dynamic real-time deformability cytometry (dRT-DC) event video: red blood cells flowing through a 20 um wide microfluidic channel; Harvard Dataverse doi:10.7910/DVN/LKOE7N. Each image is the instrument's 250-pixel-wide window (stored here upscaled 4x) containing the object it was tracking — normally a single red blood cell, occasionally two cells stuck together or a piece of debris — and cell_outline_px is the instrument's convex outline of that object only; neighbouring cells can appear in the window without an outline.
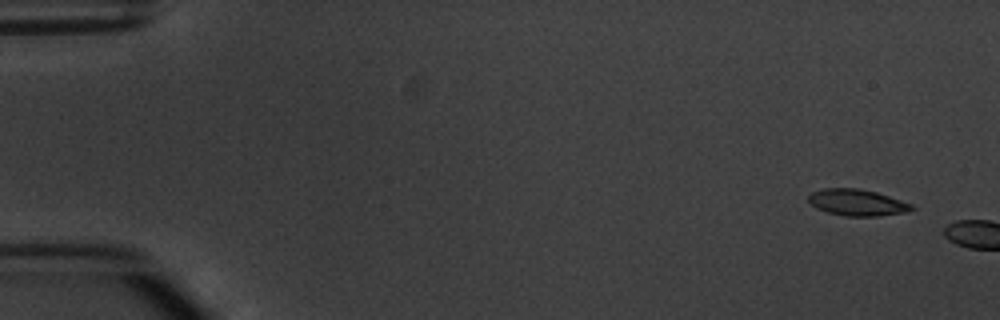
{"species": "common noctule bat (a hibernating species)", "species_latin": "Nyctalus noctula", "temperature_condition": "warm", "stored_images_in_passage": 2, "camera_frame_rate_fps": 3000, "um_per_image_px": 0.085, "animal": {"sex": "male", "body_mass_g": 20.1, "forearm_length_mm": 53.5}, "frame": {"image": 1, "passage_image": 1, "time_ms": 0.0, "image_size_px": [1000, 320], "cell_outline_px": [[916, 208], [908, 212], [876, 216], [844, 216], [828, 212], [816, 208], [808, 200], [808, 196], [812, 192], [824, 188], [860, 188], [876, 192], [912, 204]], "centroid_in_image_um": [72.87, 17.21], "position_along_channel_um": 12.1, "area_um2": 15.9}}